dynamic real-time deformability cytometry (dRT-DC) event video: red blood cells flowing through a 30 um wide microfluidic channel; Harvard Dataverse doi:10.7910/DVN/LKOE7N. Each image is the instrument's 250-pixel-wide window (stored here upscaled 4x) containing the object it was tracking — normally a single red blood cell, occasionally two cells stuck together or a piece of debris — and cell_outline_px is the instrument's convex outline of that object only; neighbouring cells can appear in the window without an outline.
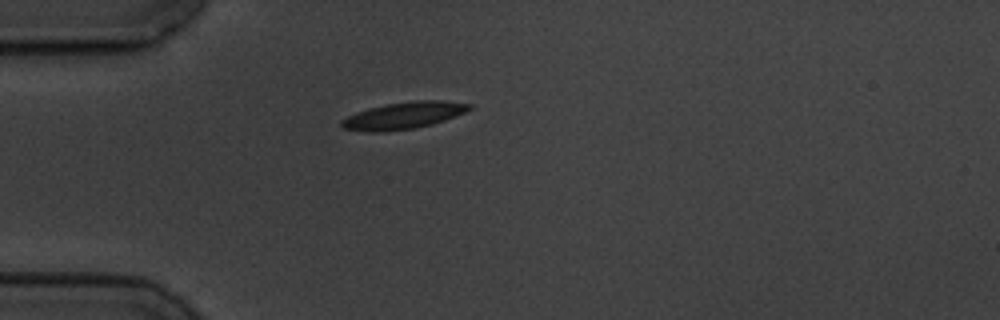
{"species": "common noctule bat (a hibernating species)", "species_latin": "Nyctalus noctula", "temperature_condition": "cold", "stored_images_in_passage": 1, "camera_frame_rate_fps": 3000, "um_per_image_px": 0.085, "animal": {"sex": "male", "body_mass_g": 19.5, "forearm_length_mm": 54.6}, "frame": {"image": 1, "passage_image": 1, "time_ms": 0.0, "image_size_px": [1000, 320], "cell_outline_px": [[472, 108], [464, 112], [444, 120], [432, 124], [416, 128], [384, 132], [368, 132], [344, 128], [340, 124], [340, 120], [356, 112], [368, 108], [388, 104], [412, 100], [444, 100], [472, 104]], "centroid_in_image_um": [34.3, 9.81], "position_along_channel_um": 50.7, "area_um2": 20.06}}